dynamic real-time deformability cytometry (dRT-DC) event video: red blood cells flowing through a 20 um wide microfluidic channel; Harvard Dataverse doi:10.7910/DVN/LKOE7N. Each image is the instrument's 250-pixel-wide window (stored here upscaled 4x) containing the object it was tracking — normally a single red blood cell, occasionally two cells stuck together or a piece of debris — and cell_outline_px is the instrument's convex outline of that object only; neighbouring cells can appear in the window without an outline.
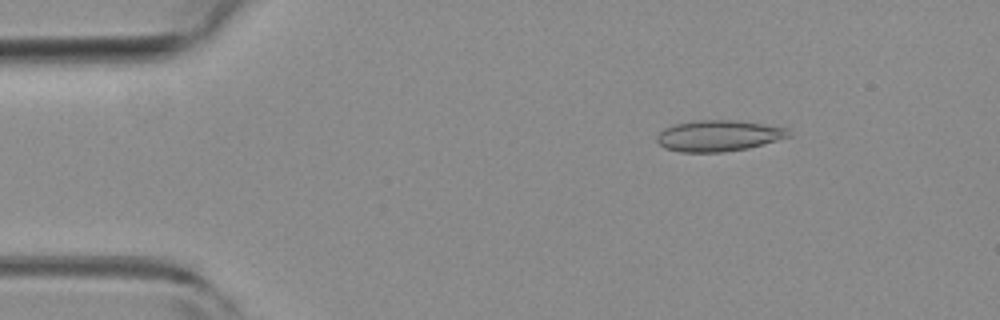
{"species": "common noctule bat (a hibernating species)", "species_latin": "Nyctalus noctula", "temperature_condition": "room temperature", "stored_images_in_passage": 4, "camera_frame_rate_fps": 3000, "um_per_image_px": 0.085, "animal": {"sex": "female", "body_mass_g": 19.3, "forearm_length_mm": 54.1}, "frame": {"image": 1, "passage_image": 2, "time_ms": 0.333, "image_size_px": [1000, 320], "cell_outline_px": [[792, 136], [748, 148], [724, 152], [680, 152], [664, 148], [656, 140], [656, 136], [664, 128], [676, 124], [700, 120], [732, 120], [764, 124], [788, 128], [792, 132]], "centroid_in_image_um": [61.1, 11.54], "position_along_channel_um": 23.9, "area_um2": 23.87}}